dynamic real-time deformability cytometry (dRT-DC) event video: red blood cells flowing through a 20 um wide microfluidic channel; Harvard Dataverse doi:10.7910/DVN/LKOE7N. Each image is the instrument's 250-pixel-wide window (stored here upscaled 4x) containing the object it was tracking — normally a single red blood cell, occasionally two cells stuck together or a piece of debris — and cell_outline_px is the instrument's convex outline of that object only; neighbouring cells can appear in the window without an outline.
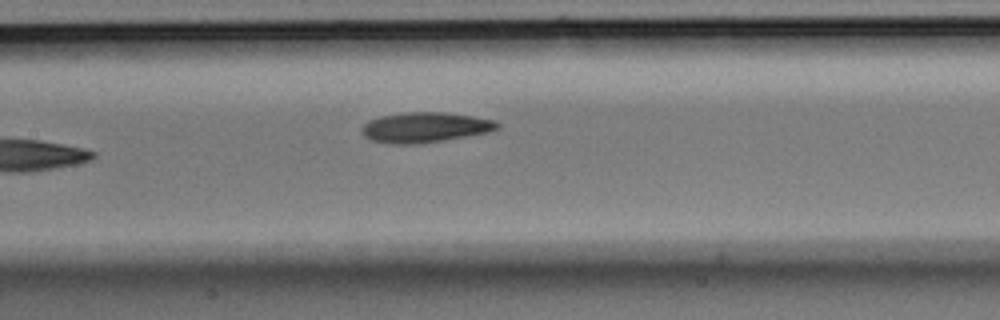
{"species": "Egyptian fruit bat (a non-hibernating species)", "species_latin": "Rousettus aegyptiacus", "temperature_condition": "room temperature", "stored_images_in_passage": 7, "camera_frame_rate_fps": 3000, "um_per_image_px": 0.085, "animal": {"sex": "male"}, "frame": {"image": 1, "passage_image": 7, "time_ms": 2.0, "image_size_px": [1000, 320], "cell_outline_px": [[500, 128], [488, 132], [444, 140], [416, 144], [388, 144], [368, 140], [364, 136], [360, 128], [368, 120], [380, 116], [408, 112], [444, 112], [472, 116], [492, 120], [500, 124]], "centroid_in_image_um": [36.07, 10.83], "position_along_channel_um": 171.3, "area_um2": 23.93}}